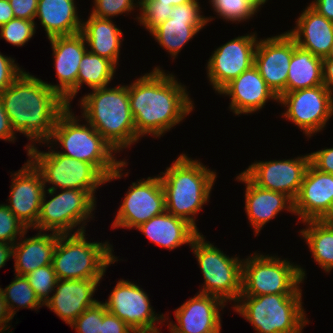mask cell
I'll use <instances>...</instances> for the list:
<instances>
[{
  "instance_id": "cell-25",
  "label": "cell",
  "mask_w": 333,
  "mask_h": 333,
  "mask_svg": "<svg viewBox=\"0 0 333 333\" xmlns=\"http://www.w3.org/2000/svg\"><path fill=\"white\" fill-rule=\"evenodd\" d=\"M236 180L245 184V212L254 236L281 211L287 210L295 215L294 201L284 193L258 187L243 172L236 176Z\"/></svg>"
},
{
  "instance_id": "cell-46",
  "label": "cell",
  "mask_w": 333,
  "mask_h": 333,
  "mask_svg": "<svg viewBox=\"0 0 333 333\" xmlns=\"http://www.w3.org/2000/svg\"><path fill=\"white\" fill-rule=\"evenodd\" d=\"M15 132L13 131L9 118L4 110L2 100L0 98V140L13 142L17 140Z\"/></svg>"
},
{
  "instance_id": "cell-40",
  "label": "cell",
  "mask_w": 333,
  "mask_h": 333,
  "mask_svg": "<svg viewBox=\"0 0 333 333\" xmlns=\"http://www.w3.org/2000/svg\"><path fill=\"white\" fill-rule=\"evenodd\" d=\"M139 2V0H94L90 15L110 19L125 13L130 14L135 8H139Z\"/></svg>"
},
{
  "instance_id": "cell-21",
  "label": "cell",
  "mask_w": 333,
  "mask_h": 333,
  "mask_svg": "<svg viewBox=\"0 0 333 333\" xmlns=\"http://www.w3.org/2000/svg\"><path fill=\"white\" fill-rule=\"evenodd\" d=\"M226 303L220 298L197 292L175 309L177 324H167L170 333H221V313Z\"/></svg>"
},
{
  "instance_id": "cell-23",
  "label": "cell",
  "mask_w": 333,
  "mask_h": 333,
  "mask_svg": "<svg viewBox=\"0 0 333 333\" xmlns=\"http://www.w3.org/2000/svg\"><path fill=\"white\" fill-rule=\"evenodd\" d=\"M218 94L229 97L228 108L235 116L253 114L264 108L269 100L278 102L279 99L267 86L255 65L233 79Z\"/></svg>"
},
{
  "instance_id": "cell-11",
  "label": "cell",
  "mask_w": 333,
  "mask_h": 333,
  "mask_svg": "<svg viewBox=\"0 0 333 333\" xmlns=\"http://www.w3.org/2000/svg\"><path fill=\"white\" fill-rule=\"evenodd\" d=\"M46 194L52 198L47 200ZM96 199L89 191L62 189L60 193L55 189H45L37 224L32 230L58 234H71L75 230L73 233L84 232L86 224L95 217L92 212L97 206Z\"/></svg>"
},
{
  "instance_id": "cell-2",
  "label": "cell",
  "mask_w": 333,
  "mask_h": 333,
  "mask_svg": "<svg viewBox=\"0 0 333 333\" xmlns=\"http://www.w3.org/2000/svg\"><path fill=\"white\" fill-rule=\"evenodd\" d=\"M4 110L13 131L30 140L25 150L47 142L58 117L69 107L45 81L23 71L0 93Z\"/></svg>"
},
{
  "instance_id": "cell-39",
  "label": "cell",
  "mask_w": 333,
  "mask_h": 333,
  "mask_svg": "<svg viewBox=\"0 0 333 333\" xmlns=\"http://www.w3.org/2000/svg\"><path fill=\"white\" fill-rule=\"evenodd\" d=\"M27 230L7 204H0V242L14 245Z\"/></svg>"
},
{
  "instance_id": "cell-42",
  "label": "cell",
  "mask_w": 333,
  "mask_h": 333,
  "mask_svg": "<svg viewBox=\"0 0 333 333\" xmlns=\"http://www.w3.org/2000/svg\"><path fill=\"white\" fill-rule=\"evenodd\" d=\"M15 59L0 52V93L9 87L23 72Z\"/></svg>"
},
{
  "instance_id": "cell-38",
  "label": "cell",
  "mask_w": 333,
  "mask_h": 333,
  "mask_svg": "<svg viewBox=\"0 0 333 333\" xmlns=\"http://www.w3.org/2000/svg\"><path fill=\"white\" fill-rule=\"evenodd\" d=\"M36 24L35 21L13 18L0 27V38L14 46H24L36 33Z\"/></svg>"
},
{
  "instance_id": "cell-9",
  "label": "cell",
  "mask_w": 333,
  "mask_h": 333,
  "mask_svg": "<svg viewBox=\"0 0 333 333\" xmlns=\"http://www.w3.org/2000/svg\"><path fill=\"white\" fill-rule=\"evenodd\" d=\"M203 274L200 293L213 295L226 304H235L242 293L243 259L226 255L220 248L206 241L200 233L190 246Z\"/></svg>"
},
{
  "instance_id": "cell-50",
  "label": "cell",
  "mask_w": 333,
  "mask_h": 333,
  "mask_svg": "<svg viewBox=\"0 0 333 333\" xmlns=\"http://www.w3.org/2000/svg\"><path fill=\"white\" fill-rule=\"evenodd\" d=\"M14 17L12 7L8 0H0V27L8 23Z\"/></svg>"
},
{
  "instance_id": "cell-18",
  "label": "cell",
  "mask_w": 333,
  "mask_h": 333,
  "mask_svg": "<svg viewBox=\"0 0 333 333\" xmlns=\"http://www.w3.org/2000/svg\"><path fill=\"white\" fill-rule=\"evenodd\" d=\"M293 52L294 39L287 32L259 39L255 49L254 65L278 98L286 93Z\"/></svg>"
},
{
  "instance_id": "cell-19",
  "label": "cell",
  "mask_w": 333,
  "mask_h": 333,
  "mask_svg": "<svg viewBox=\"0 0 333 333\" xmlns=\"http://www.w3.org/2000/svg\"><path fill=\"white\" fill-rule=\"evenodd\" d=\"M52 47L54 68L58 78L57 84L47 83L71 106L77 95V77L79 66L87 51L84 36L77 33L69 36H56L48 39Z\"/></svg>"
},
{
  "instance_id": "cell-31",
  "label": "cell",
  "mask_w": 333,
  "mask_h": 333,
  "mask_svg": "<svg viewBox=\"0 0 333 333\" xmlns=\"http://www.w3.org/2000/svg\"><path fill=\"white\" fill-rule=\"evenodd\" d=\"M323 59L296 45L290 61L286 93L323 85Z\"/></svg>"
},
{
  "instance_id": "cell-27",
  "label": "cell",
  "mask_w": 333,
  "mask_h": 333,
  "mask_svg": "<svg viewBox=\"0 0 333 333\" xmlns=\"http://www.w3.org/2000/svg\"><path fill=\"white\" fill-rule=\"evenodd\" d=\"M136 229L152 243L168 250H174L184 244L191 246L193 240L200 234L188 221L166 211L152 217Z\"/></svg>"
},
{
  "instance_id": "cell-32",
  "label": "cell",
  "mask_w": 333,
  "mask_h": 333,
  "mask_svg": "<svg viewBox=\"0 0 333 333\" xmlns=\"http://www.w3.org/2000/svg\"><path fill=\"white\" fill-rule=\"evenodd\" d=\"M299 231L314 261L325 273L333 269V226L327 220H307Z\"/></svg>"
},
{
  "instance_id": "cell-53",
  "label": "cell",
  "mask_w": 333,
  "mask_h": 333,
  "mask_svg": "<svg viewBox=\"0 0 333 333\" xmlns=\"http://www.w3.org/2000/svg\"><path fill=\"white\" fill-rule=\"evenodd\" d=\"M256 12H259L260 8L263 7L269 0H245Z\"/></svg>"
},
{
  "instance_id": "cell-28",
  "label": "cell",
  "mask_w": 333,
  "mask_h": 333,
  "mask_svg": "<svg viewBox=\"0 0 333 333\" xmlns=\"http://www.w3.org/2000/svg\"><path fill=\"white\" fill-rule=\"evenodd\" d=\"M27 232L28 230L13 247L14 271L20 276L52 264L53 252L57 244L58 233L49 234L46 231H38L35 236L26 238Z\"/></svg>"
},
{
  "instance_id": "cell-24",
  "label": "cell",
  "mask_w": 333,
  "mask_h": 333,
  "mask_svg": "<svg viewBox=\"0 0 333 333\" xmlns=\"http://www.w3.org/2000/svg\"><path fill=\"white\" fill-rule=\"evenodd\" d=\"M102 279H60L44 306L70 325L98 300L93 298ZM99 284V285H98Z\"/></svg>"
},
{
  "instance_id": "cell-51",
  "label": "cell",
  "mask_w": 333,
  "mask_h": 333,
  "mask_svg": "<svg viewBox=\"0 0 333 333\" xmlns=\"http://www.w3.org/2000/svg\"><path fill=\"white\" fill-rule=\"evenodd\" d=\"M13 247L12 244L0 242V269L13 257Z\"/></svg>"
},
{
  "instance_id": "cell-22",
  "label": "cell",
  "mask_w": 333,
  "mask_h": 333,
  "mask_svg": "<svg viewBox=\"0 0 333 333\" xmlns=\"http://www.w3.org/2000/svg\"><path fill=\"white\" fill-rule=\"evenodd\" d=\"M294 212L301 222L325 220L333 212V174L309 164L294 200Z\"/></svg>"
},
{
  "instance_id": "cell-1",
  "label": "cell",
  "mask_w": 333,
  "mask_h": 333,
  "mask_svg": "<svg viewBox=\"0 0 333 333\" xmlns=\"http://www.w3.org/2000/svg\"><path fill=\"white\" fill-rule=\"evenodd\" d=\"M127 88L139 139L163 136L194 109L187 87L160 66L133 80Z\"/></svg>"
},
{
  "instance_id": "cell-29",
  "label": "cell",
  "mask_w": 333,
  "mask_h": 333,
  "mask_svg": "<svg viewBox=\"0 0 333 333\" xmlns=\"http://www.w3.org/2000/svg\"><path fill=\"white\" fill-rule=\"evenodd\" d=\"M75 2V0H38L35 19H39L48 39L81 32L82 20L78 16Z\"/></svg>"
},
{
  "instance_id": "cell-4",
  "label": "cell",
  "mask_w": 333,
  "mask_h": 333,
  "mask_svg": "<svg viewBox=\"0 0 333 333\" xmlns=\"http://www.w3.org/2000/svg\"><path fill=\"white\" fill-rule=\"evenodd\" d=\"M160 173L166 212L185 219L199 231L195 216L209 202L217 178L216 171L182 153Z\"/></svg>"
},
{
  "instance_id": "cell-44",
  "label": "cell",
  "mask_w": 333,
  "mask_h": 333,
  "mask_svg": "<svg viewBox=\"0 0 333 333\" xmlns=\"http://www.w3.org/2000/svg\"><path fill=\"white\" fill-rule=\"evenodd\" d=\"M310 164L320 172L333 174V147L309 153Z\"/></svg>"
},
{
  "instance_id": "cell-5",
  "label": "cell",
  "mask_w": 333,
  "mask_h": 333,
  "mask_svg": "<svg viewBox=\"0 0 333 333\" xmlns=\"http://www.w3.org/2000/svg\"><path fill=\"white\" fill-rule=\"evenodd\" d=\"M86 120L120 153L140 140L136 135L127 85L93 89L79 100Z\"/></svg>"
},
{
  "instance_id": "cell-49",
  "label": "cell",
  "mask_w": 333,
  "mask_h": 333,
  "mask_svg": "<svg viewBox=\"0 0 333 333\" xmlns=\"http://www.w3.org/2000/svg\"><path fill=\"white\" fill-rule=\"evenodd\" d=\"M323 85L333 95V59L330 57L323 58Z\"/></svg>"
},
{
  "instance_id": "cell-15",
  "label": "cell",
  "mask_w": 333,
  "mask_h": 333,
  "mask_svg": "<svg viewBox=\"0 0 333 333\" xmlns=\"http://www.w3.org/2000/svg\"><path fill=\"white\" fill-rule=\"evenodd\" d=\"M199 0L173 6L169 19L150 34L155 41L175 59L182 48L214 18L205 17Z\"/></svg>"
},
{
  "instance_id": "cell-52",
  "label": "cell",
  "mask_w": 333,
  "mask_h": 333,
  "mask_svg": "<svg viewBox=\"0 0 333 333\" xmlns=\"http://www.w3.org/2000/svg\"><path fill=\"white\" fill-rule=\"evenodd\" d=\"M159 327H136L130 328L128 333H161Z\"/></svg>"
},
{
  "instance_id": "cell-37",
  "label": "cell",
  "mask_w": 333,
  "mask_h": 333,
  "mask_svg": "<svg viewBox=\"0 0 333 333\" xmlns=\"http://www.w3.org/2000/svg\"><path fill=\"white\" fill-rule=\"evenodd\" d=\"M139 16L135 18L140 26L151 33L157 26L169 19L172 5L161 4L155 0H139Z\"/></svg>"
},
{
  "instance_id": "cell-3",
  "label": "cell",
  "mask_w": 333,
  "mask_h": 333,
  "mask_svg": "<svg viewBox=\"0 0 333 333\" xmlns=\"http://www.w3.org/2000/svg\"><path fill=\"white\" fill-rule=\"evenodd\" d=\"M69 106L57 119L50 139L47 141L55 147L59 145L62 155L93 164L106 178L107 182L127 177L124 168L128 165L125 159L117 160L115 148L86 120L79 121Z\"/></svg>"
},
{
  "instance_id": "cell-34",
  "label": "cell",
  "mask_w": 333,
  "mask_h": 333,
  "mask_svg": "<svg viewBox=\"0 0 333 333\" xmlns=\"http://www.w3.org/2000/svg\"><path fill=\"white\" fill-rule=\"evenodd\" d=\"M14 275V280L5 289L0 287L11 315L14 317L16 312L22 308L37 311L44 306L29 284L28 279L25 276Z\"/></svg>"
},
{
  "instance_id": "cell-48",
  "label": "cell",
  "mask_w": 333,
  "mask_h": 333,
  "mask_svg": "<svg viewBox=\"0 0 333 333\" xmlns=\"http://www.w3.org/2000/svg\"><path fill=\"white\" fill-rule=\"evenodd\" d=\"M309 5L320 15L333 21V0H314Z\"/></svg>"
},
{
  "instance_id": "cell-12",
  "label": "cell",
  "mask_w": 333,
  "mask_h": 333,
  "mask_svg": "<svg viewBox=\"0 0 333 333\" xmlns=\"http://www.w3.org/2000/svg\"><path fill=\"white\" fill-rule=\"evenodd\" d=\"M278 104L286 107L282 117L301 129L307 138L323 131L333 116V95L324 85L282 94Z\"/></svg>"
},
{
  "instance_id": "cell-33",
  "label": "cell",
  "mask_w": 333,
  "mask_h": 333,
  "mask_svg": "<svg viewBox=\"0 0 333 333\" xmlns=\"http://www.w3.org/2000/svg\"><path fill=\"white\" fill-rule=\"evenodd\" d=\"M116 65L107 58L86 51L82 57L78 77L77 93L84 85L91 90L108 87L116 73Z\"/></svg>"
},
{
  "instance_id": "cell-45",
  "label": "cell",
  "mask_w": 333,
  "mask_h": 333,
  "mask_svg": "<svg viewBox=\"0 0 333 333\" xmlns=\"http://www.w3.org/2000/svg\"><path fill=\"white\" fill-rule=\"evenodd\" d=\"M130 327L121 319L106 310L103 304V321L100 333H128Z\"/></svg>"
},
{
  "instance_id": "cell-30",
  "label": "cell",
  "mask_w": 333,
  "mask_h": 333,
  "mask_svg": "<svg viewBox=\"0 0 333 333\" xmlns=\"http://www.w3.org/2000/svg\"><path fill=\"white\" fill-rule=\"evenodd\" d=\"M80 33L85 38L87 48H90L88 51L109 59L116 66L119 65L123 32L111 18L90 15L87 20H82Z\"/></svg>"
},
{
  "instance_id": "cell-26",
  "label": "cell",
  "mask_w": 333,
  "mask_h": 333,
  "mask_svg": "<svg viewBox=\"0 0 333 333\" xmlns=\"http://www.w3.org/2000/svg\"><path fill=\"white\" fill-rule=\"evenodd\" d=\"M296 20V26L286 31L296 45L322 59L328 57L333 45V21L320 15L310 5Z\"/></svg>"
},
{
  "instance_id": "cell-35",
  "label": "cell",
  "mask_w": 333,
  "mask_h": 333,
  "mask_svg": "<svg viewBox=\"0 0 333 333\" xmlns=\"http://www.w3.org/2000/svg\"><path fill=\"white\" fill-rule=\"evenodd\" d=\"M209 2L217 17L230 23H241L257 15V12L245 0H209Z\"/></svg>"
},
{
  "instance_id": "cell-41",
  "label": "cell",
  "mask_w": 333,
  "mask_h": 333,
  "mask_svg": "<svg viewBox=\"0 0 333 333\" xmlns=\"http://www.w3.org/2000/svg\"><path fill=\"white\" fill-rule=\"evenodd\" d=\"M103 321V303L98 301L94 306L87 308L69 326L76 333H100Z\"/></svg>"
},
{
  "instance_id": "cell-36",
  "label": "cell",
  "mask_w": 333,
  "mask_h": 333,
  "mask_svg": "<svg viewBox=\"0 0 333 333\" xmlns=\"http://www.w3.org/2000/svg\"><path fill=\"white\" fill-rule=\"evenodd\" d=\"M25 277L28 279L29 284L36 293L40 302L45 305L51 297L49 294L54 292L58 281L53 265L49 264L39 267L25 275Z\"/></svg>"
},
{
  "instance_id": "cell-20",
  "label": "cell",
  "mask_w": 333,
  "mask_h": 333,
  "mask_svg": "<svg viewBox=\"0 0 333 333\" xmlns=\"http://www.w3.org/2000/svg\"><path fill=\"white\" fill-rule=\"evenodd\" d=\"M10 195L7 207L28 229L36 226L45 184L41 173L27 160L18 171L11 173Z\"/></svg>"
},
{
  "instance_id": "cell-56",
  "label": "cell",
  "mask_w": 333,
  "mask_h": 333,
  "mask_svg": "<svg viewBox=\"0 0 333 333\" xmlns=\"http://www.w3.org/2000/svg\"><path fill=\"white\" fill-rule=\"evenodd\" d=\"M328 57H330V58H332L333 59V45H332V49H331V52H330V54H329V56Z\"/></svg>"
},
{
  "instance_id": "cell-17",
  "label": "cell",
  "mask_w": 333,
  "mask_h": 333,
  "mask_svg": "<svg viewBox=\"0 0 333 333\" xmlns=\"http://www.w3.org/2000/svg\"><path fill=\"white\" fill-rule=\"evenodd\" d=\"M148 296L140 285L120 279L109 298L102 303L107 311L123 320L130 328L158 327L156 324H164L169 317L155 313Z\"/></svg>"
},
{
  "instance_id": "cell-47",
  "label": "cell",
  "mask_w": 333,
  "mask_h": 333,
  "mask_svg": "<svg viewBox=\"0 0 333 333\" xmlns=\"http://www.w3.org/2000/svg\"><path fill=\"white\" fill-rule=\"evenodd\" d=\"M13 319V316L8 309L6 304V300L4 298L3 293L0 290V333H10V321Z\"/></svg>"
},
{
  "instance_id": "cell-8",
  "label": "cell",
  "mask_w": 333,
  "mask_h": 333,
  "mask_svg": "<svg viewBox=\"0 0 333 333\" xmlns=\"http://www.w3.org/2000/svg\"><path fill=\"white\" fill-rule=\"evenodd\" d=\"M306 271L278 255L255 253L243 259L241 295L302 294Z\"/></svg>"
},
{
  "instance_id": "cell-54",
  "label": "cell",
  "mask_w": 333,
  "mask_h": 333,
  "mask_svg": "<svg viewBox=\"0 0 333 333\" xmlns=\"http://www.w3.org/2000/svg\"><path fill=\"white\" fill-rule=\"evenodd\" d=\"M155 1H158L161 4H165V5L176 6V5H180V4H185V3L190 2L192 0H155Z\"/></svg>"
},
{
  "instance_id": "cell-43",
  "label": "cell",
  "mask_w": 333,
  "mask_h": 333,
  "mask_svg": "<svg viewBox=\"0 0 333 333\" xmlns=\"http://www.w3.org/2000/svg\"><path fill=\"white\" fill-rule=\"evenodd\" d=\"M15 18L35 21L38 0H8Z\"/></svg>"
},
{
  "instance_id": "cell-13",
  "label": "cell",
  "mask_w": 333,
  "mask_h": 333,
  "mask_svg": "<svg viewBox=\"0 0 333 333\" xmlns=\"http://www.w3.org/2000/svg\"><path fill=\"white\" fill-rule=\"evenodd\" d=\"M165 211V193L159 175L141 178L129 186L111 228L136 229Z\"/></svg>"
},
{
  "instance_id": "cell-6",
  "label": "cell",
  "mask_w": 333,
  "mask_h": 333,
  "mask_svg": "<svg viewBox=\"0 0 333 333\" xmlns=\"http://www.w3.org/2000/svg\"><path fill=\"white\" fill-rule=\"evenodd\" d=\"M302 304V294L240 295L233 309L257 333H302L310 321Z\"/></svg>"
},
{
  "instance_id": "cell-7",
  "label": "cell",
  "mask_w": 333,
  "mask_h": 333,
  "mask_svg": "<svg viewBox=\"0 0 333 333\" xmlns=\"http://www.w3.org/2000/svg\"><path fill=\"white\" fill-rule=\"evenodd\" d=\"M85 232L58 234L52 259L58 280L102 279L109 265L118 262L110 242H90Z\"/></svg>"
},
{
  "instance_id": "cell-14",
  "label": "cell",
  "mask_w": 333,
  "mask_h": 333,
  "mask_svg": "<svg viewBox=\"0 0 333 333\" xmlns=\"http://www.w3.org/2000/svg\"><path fill=\"white\" fill-rule=\"evenodd\" d=\"M259 38L256 32L235 37L213 51L207 61V77L215 93L254 65Z\"/></svg>"
},
{
  "instance_id": "cell-16",
  "label": "cell",
  "mask_w": 333,
  "mask_h": 333,
  "mask_svg": "<svg viewBox=\"0 0 333 333\" xmlns=\"http://www.w3.org/2000/svg\"><path fill=\"white\" fill-rule=\"evenodd\" d=\"M309 164L308 153L292 159L255 161L242 172L258 187L284 193L294 201Z\"/></svg>"
},
{
  "instance_id": "cell-10",
  "label": "cell",
  "mask_w": 333,
  "mask_h": 333,
  "mask_svg": "<svg viewBox=\"0 0 333 333\" xmlns=\"http://www.w3.org/2000/svg\"><path fill=\"white\" fill-rule=\"evenodd\" d=\"M43 144L49 146L48 152L38 150L35 145L28 148L27 156L41 173L45 189L51 184L48 189H78L89 191L95 197L97 188L108 183L93 164L62 155L48 142Z\"/></svg>"
},
{
  "instance_id": "cell-55",
  "label": "cell",
  "mask_w": 333,
  "mask_h": 333,
  "mask_svg": "<svg viewBox=\"0 0 333 333\" xmlns=\"http://www.w3.org/2000/svg\"><path fill=\"white\" fill-rule=\"evenodd\" d=\"M325 220L333 226V212Z\"/></svg>"
}]
</instances>
